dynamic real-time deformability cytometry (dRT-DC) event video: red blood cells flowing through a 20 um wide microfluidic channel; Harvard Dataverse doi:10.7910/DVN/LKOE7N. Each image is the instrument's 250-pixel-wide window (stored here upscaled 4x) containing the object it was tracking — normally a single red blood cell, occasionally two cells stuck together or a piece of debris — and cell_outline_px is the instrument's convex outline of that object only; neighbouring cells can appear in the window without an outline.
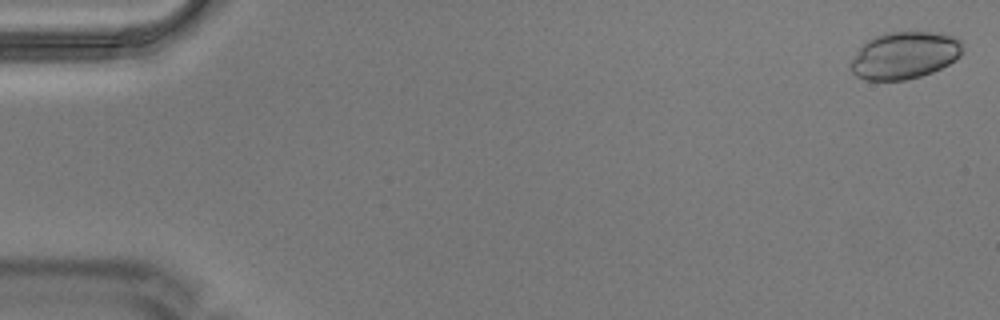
{"species": "Egyptian fruit bat (a non-hibernating species)", "species_latin": "Rousettus aegyptiacus", "temperature_condition": "warm", "stored_images_in_passage": 6, "camera_frame_rate_fps": 3000, "um_per_image_px": 0.085, "animal": {"sex": "male"}, "frame": {"image": 1, "passage_image": 1, "time_ms": 0.0, "image_size_px": [1000, 320], "cell_outline_px": [[964, 48], [960, 56], [956, 60], [932, 72], [920, 76], [904, 80], [864, 80], [856, 76], [848, 68], [848, 64], [860, 48], [868, 40], [884, 32], [940, 32], [956, 36], [960, 40]], "centroid_in_image_um": [76.9, 4.7], "position_along_channel_um": 8.1, "area_um2": 31.04}}
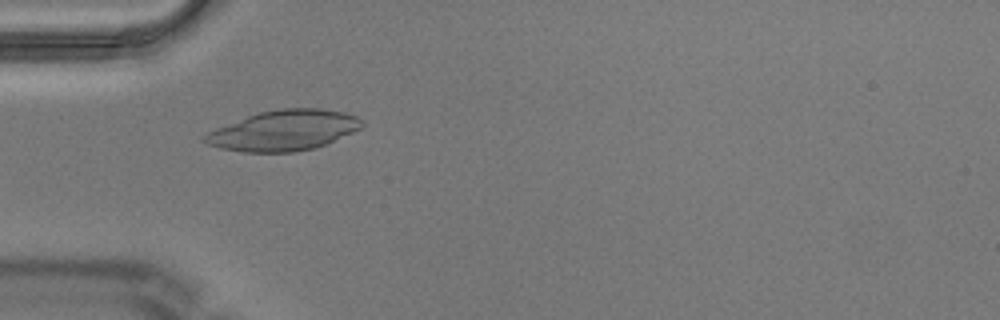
{"frame": {"image": 2, "passage_image": 5, "time_ms": 1.333, "image_size_px": [1000, 320], "cell_outline_px": [[364, 124], [360, 128], [352, 132], [324, 144], [312, 148], [292, 152], [244, 152], [220, 148], [208, 144], [204, 140], [204, 136], [208, 132], [216, 128], [248, 116], [260, 112], [280, 108], [320, 108], [344, 112], [356, 116], [364, 120]], "centroid_in_image_um": [24.13, 11.08], "position_along_channel_um": 60.9, "area_um2": 36.53}}